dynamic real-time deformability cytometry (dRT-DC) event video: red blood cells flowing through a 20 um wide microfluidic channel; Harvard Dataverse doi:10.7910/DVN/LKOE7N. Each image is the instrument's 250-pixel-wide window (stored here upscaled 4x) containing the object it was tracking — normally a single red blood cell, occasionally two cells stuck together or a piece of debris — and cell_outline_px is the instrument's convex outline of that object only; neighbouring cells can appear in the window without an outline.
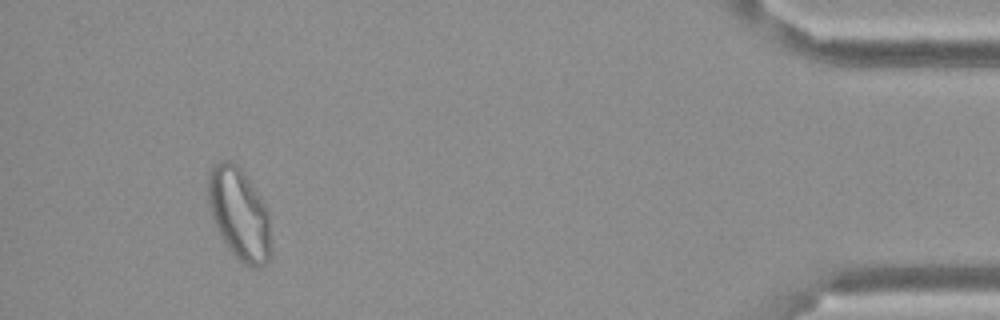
{"species": "Egyptian fruit bat (a non-hibernating species)", "species_latin": "Rousettus aegyptiacus", "temperature_condition": "cold", "stored_images_in_passage": 15, "segment_of_instrument_passage": [1, 2], "camera_frame_rate_fps": 3000, "um_per_image_px": 0.085, "frame": {"image": 1, "passage_image": 13, "time_ms": 4.0, "image_size_px": [1000, 320], "cell_outline_px": [[272, 252], [268, 260], [260, 268], [248, 268], [228, 248], [220, 236], [216, 228], [208, 204], [208, 172], [212, 164], [220, 160], [228, 160], [236, 164], [244, 172], [260, 196], [268, 212]], "centroid_in_image_um": [20.33, 18.19], "position_along_channel_um": 414.9, "area_um2": 34.04}}